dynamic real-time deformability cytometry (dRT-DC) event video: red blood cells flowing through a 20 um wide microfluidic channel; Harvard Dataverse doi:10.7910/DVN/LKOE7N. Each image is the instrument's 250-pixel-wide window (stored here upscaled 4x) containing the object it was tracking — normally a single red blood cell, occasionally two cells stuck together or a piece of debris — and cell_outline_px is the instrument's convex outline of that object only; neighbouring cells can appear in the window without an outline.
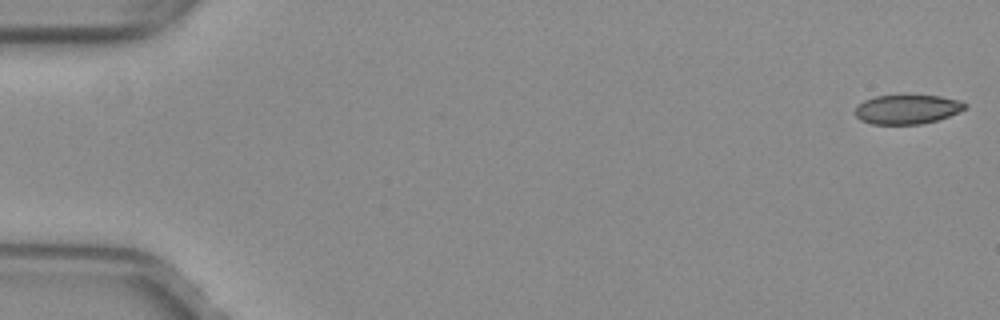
{"species": "common noctule bat (a hibernating species)", "species_latin": "Nyctalus noctula", "temperature_condition": "warm", "stored_images_in_passage": 52, "camera_frame_rate_fps": 3000, "um_per_image_px": 0.085, "animal": {"sex": "female", "body_mass_g": 29.2, "forearm_length_mm": 56.3}, "frame": {"image": 1, "passage_image": 1, "time_ms": 0.0, "image_size_px": [1000, 320], "cell_outline_px": [[968, 104], [960, 112], [936, 120], [920, 124], [872, 124], [860, 120], [856, 116], [856, 108], [864, 100], [876, 96], [904, 92], [940, 96], [960, 100]], "centroid_in_image_um": [77.12, 9.24], "position_along_channel_um": 7.9, "area_um2": 19.42}}
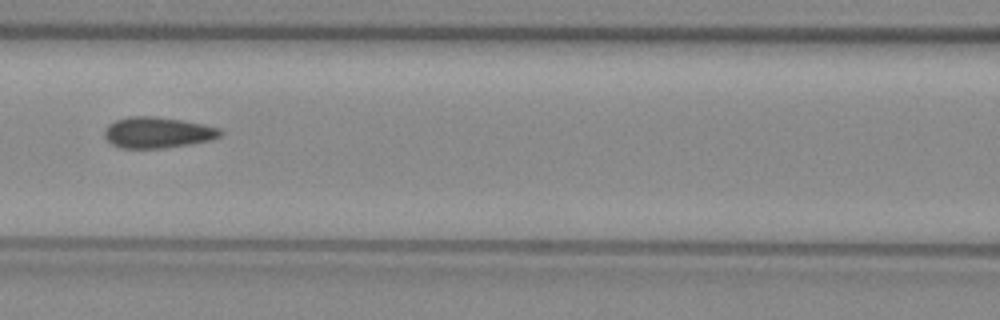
{"frame": {"image": 2, "passage_image": 24, "time_ms": 7.667, "image_size_px": [1000, 320], "cell_outline_px": [[224, 132], [220, 136], [212, 140], [192, 144], [164, 148], [120, 148], [112, 144], [104, 136], [104, 132], [108, 124], [116, 120], [128, 116], [156, 116], [184, 120], [204, 124], [220, 128]], "centroid_in_image_um": [13.43, 11.26], "position_along_channel_um": 153.2, "area_um2": 21.21}}
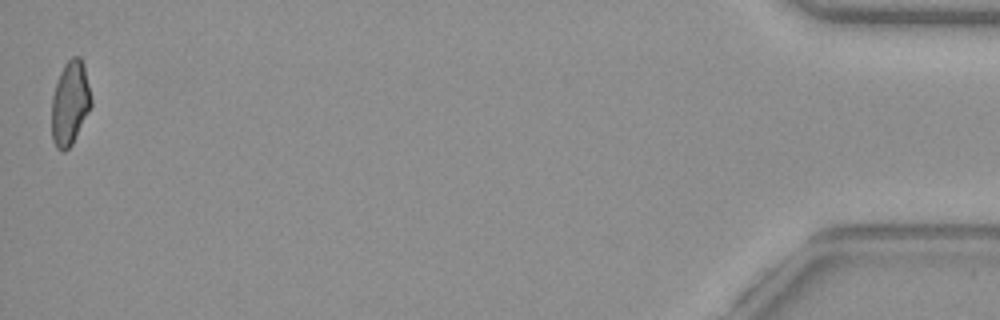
{"frame": {"image": 3, "passage_image": 52, "time_ms": 17.0, "image_size_px": [1000, 320], "cell_outline_px": [[92, 104], [72, 144], [64, 152], [60, 152], [56, 148], [52, 140], [52, 96], [60, 72], [64, 64], [72, 56], [80, 56], [84, 64], [92, 100]], "centroid_in_image_um": [5.95, 8.76], "position_along_channel_um": 429.3, "area_um2": 19.36}, "authors_computed_cell_mechanics": {"area_um2": 20.4323, "velocity_mm_per_s": 4.0065, "shape_relaxation_time_tau1_ms": null, "shape_relaxation_time_tau2_ms": 1.5165, "deformation_change_tau1": null, "deformation_change_tau2": 0.07}}